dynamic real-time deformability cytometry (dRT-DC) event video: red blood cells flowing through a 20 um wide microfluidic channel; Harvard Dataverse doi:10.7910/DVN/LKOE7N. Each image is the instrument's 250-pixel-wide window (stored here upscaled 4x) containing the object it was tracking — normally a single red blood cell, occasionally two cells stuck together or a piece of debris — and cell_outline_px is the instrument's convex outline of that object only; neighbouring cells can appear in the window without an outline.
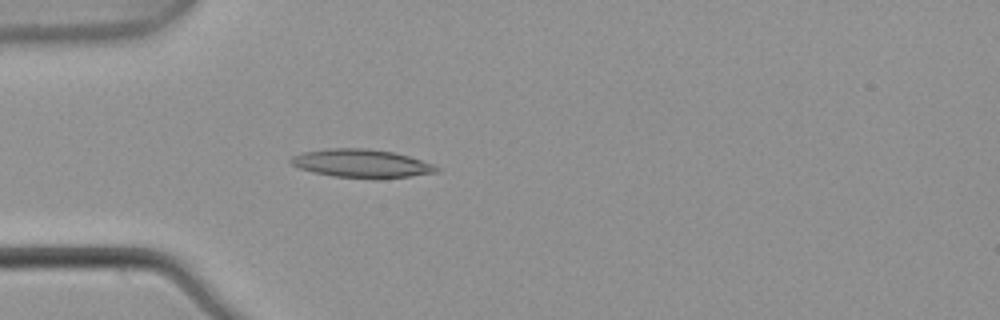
{"species": "common noctule bat (a hibernating species)", "species_latin": "Nyctalus noctula", "temperature_condition": "warm", "stored_images_in_passage": 2, "camera_frame_rate_fps": 3000, "um_per_image_px": 0.085, "animal": {"sex": "male", "body_mass_g": 21.5, "forearm_length_mm": 52.0}, "frame": {"image": 1, "passage_image": 2, "time_ms": 0.333, "image_size_px": [1000, 320], "cell_outline_px": [[440, 172], [408, 176], [332, 176], [312, 172], [300, 168], [292, 164], [288, 160], [292, 156], [304, 152], [332, 148], [364, 148], [392, 152], [408, 156], [432, 164], [440, 168]], "centroid_in_image_um": [30.69, 13.86], "position_along_channel_um": 54.3, "area_um2": 23.06}}